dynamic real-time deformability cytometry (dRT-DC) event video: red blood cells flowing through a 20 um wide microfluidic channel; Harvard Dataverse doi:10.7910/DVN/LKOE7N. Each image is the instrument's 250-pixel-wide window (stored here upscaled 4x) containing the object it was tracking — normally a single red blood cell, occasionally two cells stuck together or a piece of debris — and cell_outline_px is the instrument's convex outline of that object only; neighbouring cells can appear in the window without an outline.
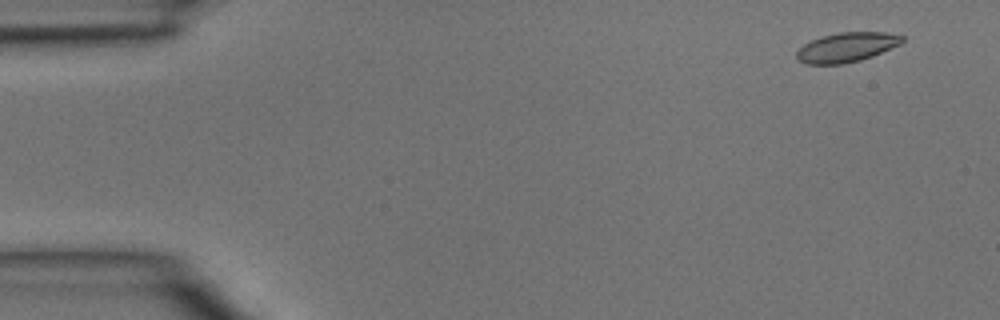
{"species": "common noctule bat (a hibernating species)", "species_latin": "Nyctalus noctula", "temperature_condition": "room temperature", "stored_images_in_passage": 5, "camera_frame_rate_fps": 3000, "um_per_image_px": 0.085, "animal": {"sex": "male", "body_mass_g": 15.6}, "frame": {"image": 1, "passage_image": 1, "time_ms": 0.0, "image_size_px": [1000, 320], "cell_outline_px": [[904, 40], [900, 44], [872, 56], [860, 60], [844, 64], [804, 64], [796, 60], [796, 52], [804, 44], [812, 40], [824, 36], [840, 32], [884, 32], [904, 36]], "centroid_in_image_um": [71.94, 4.03], "position_along_channel_um": 13.1, "area_um2": 18.09}}
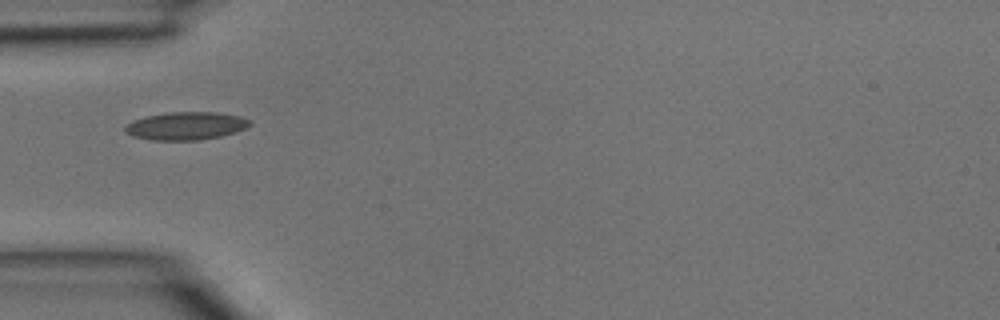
{"frame": {"image": 2, "passage_image": 4, "time_ms": 1.0, "image_size_px": [1000, 320], "cell_outline_px": [[252, 124], [244, 128], [220, 136], [196, 140], [152, 140], [132, 136], [124, 132], [124, 128], [132, 120], [144, 116], [168, 112], [216, 112], [240, 116], [252, 120]], "centroid_in_image_um": [15.77, 10.69], "position_along_channel_um": 69.2, "area_um2": 20.29}}